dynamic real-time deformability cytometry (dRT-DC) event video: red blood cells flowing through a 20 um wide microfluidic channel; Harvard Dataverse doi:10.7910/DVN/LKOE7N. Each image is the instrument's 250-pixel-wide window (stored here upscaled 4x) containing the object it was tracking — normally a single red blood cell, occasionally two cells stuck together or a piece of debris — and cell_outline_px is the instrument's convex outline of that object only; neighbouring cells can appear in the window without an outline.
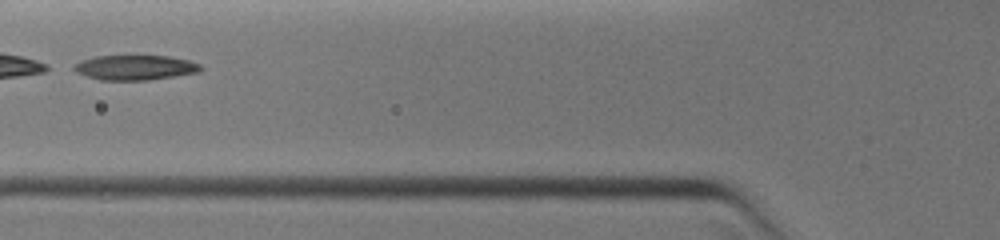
{"species": "common noctule bat (a hibernating species)", "species_latin": "Nyctalus noctula", "temperature_condition": "warm", "stored_images_in_passage": 6, "camera_frame_rate_fps": 3000, "um_per_image_px": 0.085, "animal": {"sex": "female", "body_mass_g": 19.0, "forearm_length_mm": 51.5}, "frame": {"image": 1, "passage_image": 5, "time_ms": 2.333, "image_size_px": [1000, 240], "cell_outline_px": [[204, 68], [200, 72], [148, 80], [100, 80], [76, 72], [72, 68], [72, 64], [80, 60], [96, 56], [132, 52], [168, 56], [188, 60], [200, 64]], "centroid_in_image_um": [11.46, 5.68], "position_along_channel_um": 114.3, "area_um2": 19.48}}
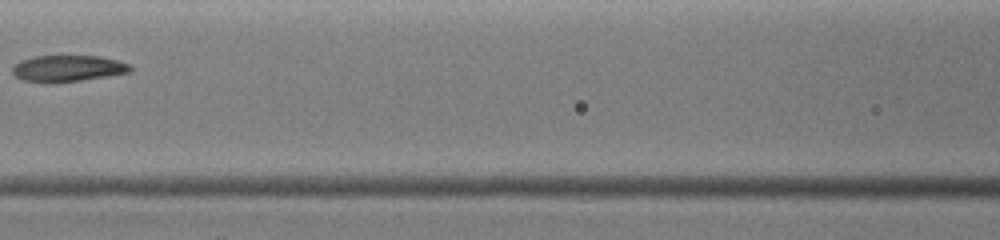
{"frame": {"image": 2, "passage_image": 6, "time_ms": 3.333, "image_size_px": [1000, 240], "cell_outline_px": [[132, 68], [128, 72], [56, 84], [44, 84], [24, 80], [16, 76], [12, 72], [12, 64], [20, 60], [36, 56], [100, 56], [116, 60], [128, 64]], "centroid_in_image_um": [5.66, 5.83], "position_along_channel_um": 160.9, "area_um2": 18.21}}